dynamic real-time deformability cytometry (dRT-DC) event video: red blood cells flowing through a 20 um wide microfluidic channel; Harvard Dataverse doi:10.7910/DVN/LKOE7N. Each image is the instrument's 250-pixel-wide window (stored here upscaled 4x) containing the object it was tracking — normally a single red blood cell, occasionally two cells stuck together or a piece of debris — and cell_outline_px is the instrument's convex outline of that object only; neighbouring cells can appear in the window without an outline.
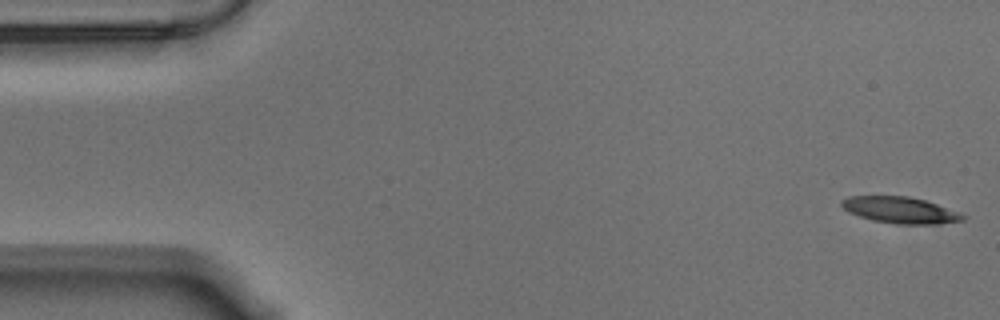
{"species": "Egyptian fruit bat (a non-hibernating species)", "species_latin": "Rousettus aegyptiacus", "temperature_condition": "warm", "stored_images_in_passage": 56, "camera_frame_rate_fps": 3000, "um_per_image_px": 0.085, "animal": {"sex": "male"}, "frame": {"image": 1, "passage_image": 1, "time_ms": 0.0, "image_size_px": [1000, 320], "cell_outline_px": [[968, 216], [964, 220], [940, 224], [896, 224], [872, 220], [848, 212], [840, 204], [840, 200], [848, 196], [908, 196], [924, 200], [960, 212]], "centroid_in_image_um": [76.53, 17.86], "position_along_channel_um": 8.5, "area_um2": 18.73}}
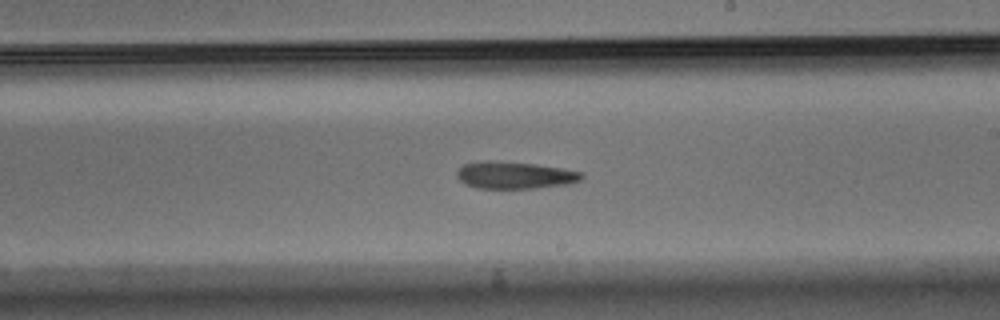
{"frame": {"image": 2, "passage_image": 32, "time_ms": 10.333, "image_size_px": [1000, 320], "cell_outline_px": [[584, 176], [580, 180], [572, 184], [532, 188], [476, 188], [464, 184], [456, 176], [456, 172], [464, 164], [480, 160], [500, 160], [536, 164], [584, 172]], "centroid_in_image_um": [43.75, 14.88], "position_along_channel_um": 245.3, "area_um2": 20.06}}
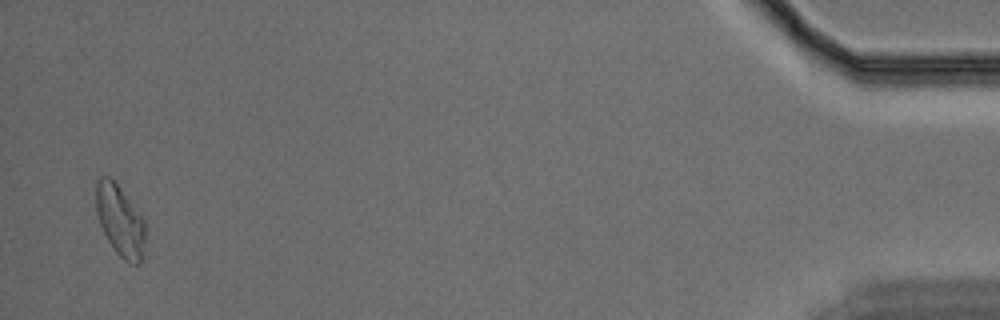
{"frame": {"image": 3, "passage_image": 55, "time_ms": 18.0, "image_size_px": [1000, 320], "cell_outline_px": [[144, 248], [140, 264], [132, 264], [124, 260], [116, 252], [108, 240], [100, 224], [96, 212], [96, 180], [100, 176], [112, 176], [144, 220]], "centroid_in_image_um": [10.18, 18.72], "position_along_channel_um": 425.0, "area_um2": 20.35}}